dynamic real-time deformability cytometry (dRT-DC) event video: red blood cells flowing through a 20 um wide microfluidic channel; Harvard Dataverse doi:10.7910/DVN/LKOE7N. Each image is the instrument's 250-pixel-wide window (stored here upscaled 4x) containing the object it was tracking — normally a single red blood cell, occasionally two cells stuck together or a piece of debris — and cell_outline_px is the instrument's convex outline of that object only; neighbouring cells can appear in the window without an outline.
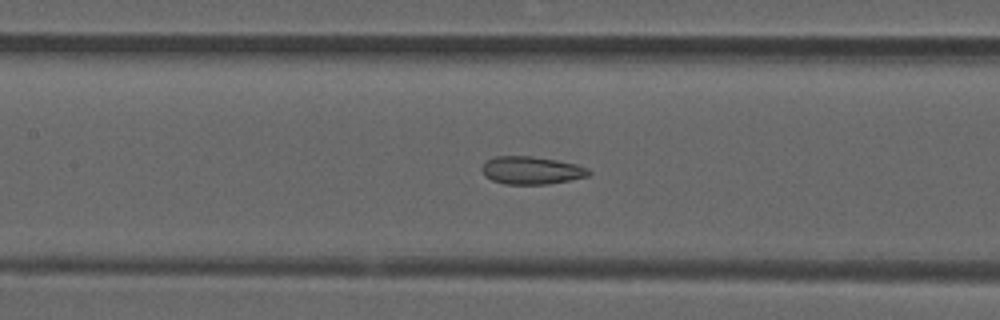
{"species": "common noctule bat (a hibernating species)", "species_latin": "Nyctalus noctula", "temperature_condition": "room temperature", "stored_images_in_passage": 53, "camera_frame_rate_fps": 3000, "um_per_image_px": 0.085, "animal": {"sex": "male", "forearm_length_mm": 52.5}, "frame": {"image": 1, "passage_image": 24, "time_ms": 7.667, "image_size_px": [1000, 320], "cell_outline_px": [[592, 172], [588, 176], [548, 184], [504, 184], [492, 180], [484, 176], [480, 168], [488, 160], [496, 156], [532, 156], [556, 160], [576, 164], [588, 168]], "centroid_in_image_um": [45.16, 14.48], "position_along_channel_um": 162.2, "area_um2": 17.28}}
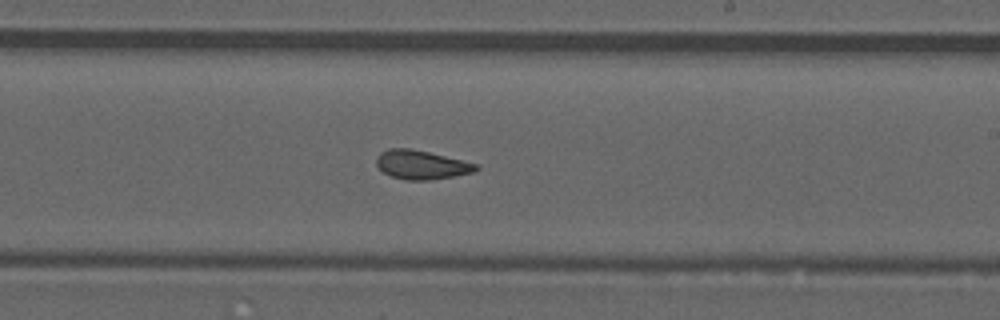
{"frame": {"image": 2, "passage_image": 31, "time_ms": 10.0, "image_size_px": [1000, 320], "cell_outline_px": [[480, 168], [472, 172], [432, 180], [404, 180], [392, 176], [384, 172], [376, 164], [376, 156], [380, 152], [388, 148], [408, 148], [428, 152], [476, 164]], "centroid_in_image_um": [35.76, 14.0], "position_along_channel_um": 253.2, "area_um2": 16.53}}
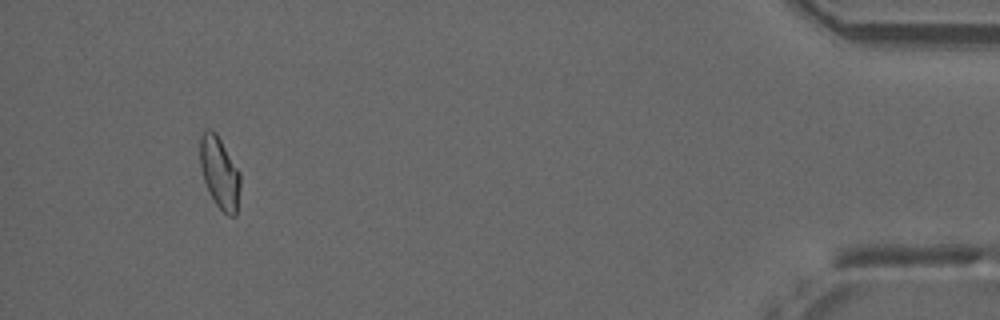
{"frame": {"image": 3, "passage_image": 49, "time_ms": 16.0, "image_size_px": [1000, 320], "cell_outline_px": [[240, 188], [236, 216], [228, 216], [216, 204], [204, 180], [200, 168], [200, 136], [208, 128], [216, 132], [240, 172]], "centroid_in_image_um": [18.67, 14.67], "position_along_channel_um": 416.5, "area_um2": 16.7}, "authors_computed_cell_mechanics": {"area_um2": 17.2822, "velocity_mm_per_s": 3.9238, "shape_relaxation_time_tau1_ms": null, "shape_relaxation_time_tau2_ms": 1.9087, "deformation_change_tau1": null, "deformation_change_tau2": 0.0854}}